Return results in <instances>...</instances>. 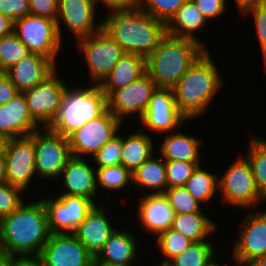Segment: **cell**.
<instances>
[{"label": "cell", "instance_id": "obj_1", "mask_svg": "<svg viewBox=\"0 0 266 266\" xmlns=\"http://www.w3.org/2000/svg\"><path fill=\"white\" fill-rule=\"evenodd\" d=\"M47 213L41 199L26 200L0 219V243L8 257L40 255L51 236Z\"/></svg>", "mask_w": 266, "mask_h": 266}, {"label": "cell", "instance_id": "obj_2", "mask_svg": "<svg viewBox=\"0 0 266 266\" xmlns=\"http://www.w3.org/2000/svg\"><path fill=\"white\" fill-rule=\"evenodd\" d=\"M211 56L206 49L172 88L178 110L189 121L209 112L211 100L226 83Z\"/></svg>", "mask_w": 266, "mask_h": 266}, {"label": "cell", "instance_id": "obj_3", "mask_svg": "<svg viewBox=\"0 0 266 266\" xmlns=\"http://www.w3.org/2000/svg\"><path fill=\"white\" fill-rule=\"evenodd\" d=\"M101 21L102 29L125 53L138 54L145 59L166 35L165 23L141 8L108 12Z\"/></svg>", "mask_w": 266, "mask_h": 266}, {"label": "cell", "instance_id": "obj_4", "mask_svg": "<svg viewBox=\"0 0 266 266\" xmlns=\"http://www.w3.org/2000/svg\"><path fill=\"white\" fill-rule=\"evenodd\" d=\"M206 49L193 39L166 34L145 59L146 73L158 88H173Z\"/></svg>", "mask_w": 266, "mask_h": 266}, {"label": "cell", "instance_id": "obj_5", "mask_svg": "<svg viewBox=\"0 0 266 266\" xmlns=\"http://www.w3.org/2000/svg\"><path fill=\"white\" fill-rule=\"evenodd\" d=\"M74 87L65 91L58 115L49 126L65 137L107 110V97L99 85Z\"/></svg>", "mask_w": 266, "mask_h": 266}, {"label": "cell", "instance_id": "obj_6", "mask_svg": "<svg viewBox=\"0 0 266 266\" xmlns=\"http://www.w3.org/2000/svg\"><path fill=\"white\" fill-rule=\"evenodd\" d=\"M231 162L225 173L218 175V193L222 204L238 209H257L266 198L259 192L248 159L242 154Z\"/></svg>", "mask_w": 266, "mask_h": 266}, {"label": "cell", "instance_id": "obj_7", "mask_svg": "<svg viewBox=\"0 0 266 266\" xmlns=\"http://www.w3.org/2000/svg\"><path fill=\"white\" fill-rule=\"evenodd\" d=\"M76 42L78 51L85 58L91 80L89 85H100L125 54L124 49L103 29Z\"/></svg>", "mask_w": 266, "mask_h": 266}, {"label": "cell", "instance_id": "obj_8", "mask_svg": "<svg viewBox=\"0 0 266 266\" xmlns=\"http://www.w3.org/2000/svg\"><path fill=\"white\" fill-rule=\"evenodd\" d=\"M33 140L36 179H48L55 184L67 161L72 157L68 137L52 131L49 127H42L33 132Z\"/></svg>", "mask_w": 266, "mask_h": 266}, {"label": "cell", "instance_id": "obj_9", "mask_svg": "<svg viewBox=\"0 0 266 266\" xmlns=\"http://www.w3.org/2000/svg\"><path fill=\"white\" fill-rule=\"evenodd\" d=\"M12 31L31 53L41 54L57 64L63 39L55 20L29 14L13 21Z\"/></svg>", "mask_w": 266, "mask_h": 266}, {"label": "cell", "instance_id": "obj_10", "mask_svg": "<svg viewBox=\"0 0 266 266\" xmlns=\"http://www.w3.org/2000/svg\"><path fill=\"white\" fill-rule=\"evenodd\" d=\"M58 194L41 197L50 231L52 234H73L96 203L83 196Z\"/></svg>", "mask_w": 266, "mask_h": 266}, {"label": "cell", "instance_id": "obj_11", "mask_svg": "<svg viewBox=\"0 0 266 266\" xmlns=\"http://www.w3.org/2000/svg\"><path fill=\"white\" fill-rule=\"evenodd\" d=\"M56 69L40 84L22 92L25 96L29 113L42 127H49L58 115L65 91L69 87Z\"/></svg>", "mask_w": 266, "mask_h": 266}, {"label": "cell", "instance_id": "obj_12", "mask_svg": "<svg viewBox=\"0 0 266 266\" xmlns=\"http://www.w3.org/2000/svg\"><path fill=\"white\" fill-rule=\"evenodd\" d=\"M2 151L7 182L25 193L36 177L33 132L28 136L5 140Z\"/></svg>", "mask_w": 266, "mask_h": 266}, {"label": "cell", "instance_id": "obj_13", "mask_svg": "<svg viewBox=\"0 0 266 266\" xmlns=\"http://www.w3.org/2000/svg\"><path fill=\"white\" fill-rule=\"evenodd\" d=\"M124 124L108 109L98 118L87 122L68 136L72 156H91L113 138ZM122 127V128H121Z\"/></svg>", "mask_w": 266, "mask_h": 266}, {"label": "cell", "instance_id": "obj_14", "mask_svg": "<svg viewBox=\"0 0 266 266\" xmlns=\"http://www.w3.org/2000/svg\"><path fill=\"white\" fill-rule=\"evenodd\" d=\"M157 89L153 79L145 73L132 83L112 92L107 97V109L123 124L127 117L134 115L140 121Z\"/></svg>", "mask_w": 266, "mask_h": 266}, {"label": "cell", "instance_id": "obj_15", "mask_svg": "<svg viewBox=\"0 0 266 266\" xmlns=\"http://www.w3.org/2000/svg\"><path fill=\"white\" fill-rule=\"evenodd\" d=\"M247 212L240 222L234 242L233 261L236 266H248L255 259L266 255V209Z\"/></svg>", "mask_w": 266, "mask_h": 266}, {"label": "cell", "instance_id": "obj_16", "mask_svg": "<svg viewBox=\"0 0 266 266\" xmlns=\"http://www.w3.org/2000/svg\"><path fill=\"white\" fill-rule=\"evenodd\" d=\"M187 121L176 106L172 88H158L152 94L140 126L150 135H163L181 129Z\"/></svg>", "mask_w": 266, "mask_h": 266}, {"label": "cell", "instance_id": "obj_17", "mask_svg": "<svg viewBox=\"0 0 266 266\" xmlns=\"http://www.w3.org/2000/svg\"><path fill=\"white\" fill-rule=\"evenodd\" d=\"M97 10L94 0H58L56 22L61 39L63 26L68 28L75 41L101 30L102 21H96Z\"/></svg>", "mask_w": 266, "mask_h": 266}, {"label": "cell", "instance_id": "obj_18", "mask_svg": "<svg viewBox=\"0 0 266 266\" xmlns=\"http://www.w3.org/2000/svg\"><path fill=\"white\" fill-rule=\"evenodd\" d=\"M46 266H94V256L74 234H51L39 255Z\"/></svg>", "mask_w": 266, "mask_h": 266}, {"label": "cell", "instance_id": "obj_19", "mask_svg": "<svg viewBox=\"0 0 266 266\" xmlns=\"http://www.w3.org/2000/svg\"><path fill=\"white\" fill-rule=\"evenodd\" d=\"M90 161L89 158L74 156L67 161L58 180H56L57 183L61 181L64 189L59 195L83 196L92 199L97 204V196L99 194L97 189L96 167L94 165L92 166L93 162L91 163Z\"/></svg>", "mask_w": 266, "mask_h": 266}, {"label": "cell", "instance_id": "obj_20", "mask_svg": "<svg viewBox=\"0 0 266 266\" xmlns=\"http://www.w3.org/2000/svg\"><path fill=\"white\" fill-rule=\"evenodd\" d=\"M107 210V206L103 203L101 205L98 201V205L95 204L73 233L94 257L117 228L111 223L112 220L107 213L110 211Z\"/></svg>", "mask_w": 266, "mask_h": 266}, {"label": "cell", "instance_id": "obj_21", "mask_svg": "<svg viewBox=\"0 0 266 266\" xmlns=\"http://www.w3.org/2000/svg\"><path fill=\"white\" fill-rule=\"evenodd\" d=\"M42 128L30 115L23 93L0 105V136L3 140L28 136Z\"/></svg>", "mask_w": 266, "mask_h": 266}, {"label": "cell", "instance_id": "obj_22", "mask_svg": "<svg viewBox=\"0 0 266 266\" xmlns=\"http://www.w3.org/2000/svg\"><path fill=\"white\" fill-rule=\"evenodd\" d=\"M137 217L144 230L155 238L172 227L175 212L164 194H144L139 196Z\"/></svg>", "mask_w": 266, "mask_h": 266}, {"label": "cell", "instance_id": "obj_23", "mask_svg": "<svg viewBox=\"0 0 266 266\" xmlns=\"http://www.w3.org/2000/svg\"><path fill=\"white\" fill-rule=\"evenodd\" d=\"M56 69L58 66L49 58L38 53H30L4 73L22 93L40 84Z\"/></svg>", "mask_w": 266, "mask_h": 266}, {"label": "cell", "instance_id": "obj_24", "mask_svg": "<svg viewBox=\"0 0 266 266\" xmlns=\"http://www.w3.org/2000/svg\"><path fill=\"white\" fill-rule=\"evenodd\" d=\"M129 229L117 227L94 257V264H137L140 245L134 231Z\"/></svg>", "mask_w": 266, "mask_h": 266}, {"label": "cell", "instance_id": "obj_25", "mask_svg": "<svg viewBox=\"0 0 266 266\" xmlns=\"http://www.w3.org/2000/svg\"><path fill=\"white\" fill-rule=\"evenodd\" d=\"M168 134V135H167ZM164 139L156 150L164 160H174L182 162H200L202 159L200 148L204 145V140L196 135L186 134L181 130L164 134ZM160 147V148H159Z\"/></svg>", "mask_w": 266, "mask_h": 266}, {"label": "cell", "instance_id": "obj_26", "mask_svg": "<svg viewBox=\"0 0 266 266\" xmlns=\"http://www.w3.org/2000/svg\"><path fill=\"white\" fill-rule=\"evenodd\" d=\"M209 23L192 0H187L165 24L166 34L175 37L189 38L201 43L205 40L196 35ZM198 37V38H197ZM204 41V42H203Z\"/></svg>", "mask_w": 266, "mask_h": 266}, {"label": "cell", "instance_id": "obj_27", "mask_svg": "<svg viewBox=\"0 0 266 266\" xmlns=\"http://www.w3.org/2000/svg\"><path fill=\"white\" fill-rule=\"evenodd\" d=\"M145 73V58L138 54L125 53L99 87L108 97L112 92L132 83Z\"/></svg>", "mask_w": 266, "mask_h": 266}, {"label": "cell", "instance_id": "obj_28", "mask_svg": "<svg viewBox=\"0 0 266 266\" xmlns=\"http://www.w3.org/2000/svg\"><path fill=\"white\" fill-rule=\"evenodd\" d=\"M133 184L136 189H142L143 195L145 189L146 194H163L167 189L165 160L156 152L132 172Z\"/></svg>", "mask_w": 266, "mask_h": 266}, {"label": "cell", "instance_id": "obj_29", "mask_svg": "<svg viewBox=\"0 0 266 266\" xmlns=\"http://www.w3.org/2000/svg\"><path fill=\"white\" fill-rule=\"evenodd\" d=\"M134 131L126 136L122 133L121 164L131 172L157 152L152 138L154 134L151 136L141 128Z\"/></svg>", "mask_w": 266, "mask_h": 266}, {"label": "cell", "instance_id": "obj_30", "mask_svg": "<svg viewBox=\"0 0 266 266\" xmlns=\"http://www.w3.org/2000/svg\"><path fill=\"white\" fill-rule=\"evenodd\" d=\"M204 212L175 214L172 229L191 241H208L216 233L217 225L213 218Z\"/></svg>", "mask_w": 266, "mask_h": 266}, {"label": "cell", "instance_id": "obj_31", "mask_svg": "<svg viewBox=\"0 0 266 266\" xmlns=\"http://www.w3.org/2000/svg\"><path fill=\"white\" fill-rule=\"evenodd\" d=\"M186 190L201 204L207 205L218 195V175L198 165L186 181ZM217 192V195H215Z\"/></svg>", "mask_w": 266, "mask_h": 266}, {"label": "cell", "instance_id": "obj_32", "mask_svg": "<svg viewBox=\"0 0 266 266\" xmlns=\"http://www.w3.org/2000/svg\"><path fill=\"white\" fill-rule=\"evenodd\" d=\"M248 140L249 149L244 156L250 163L259 192L266 198V140L252 134Z\"/></svg>", "mask_w": 266, "mask_h": 266}, {"label": "cell", "instance_id": "obj_33", "mask_svg": "<svg viewBox=\"0 0 266 266\" xmlns=\"http://www.w3.org/2000/svg\"><path fill=\"white\" fill-rule=\"evenodd\" d=\"M212 243L210 240L194 241L165 266H208L216 256V248Z\"/></svg>", "mask_w": 266, "mask_h": 266}, {"label": "cell", "instance_id": "obj_34", "mask_svg": "<svg viewBox=\"0 0 266 266\" xmlns=\"http://www.w3.org/2000/svg\"><path fill=\"white\" fill-rule=\"evenodd\" d=\"M96 179L98 194L101 195L103 189L113 192H120L128 187L130 189V183L132 185V172L125 168L122 164L107 166L102 168H96ZM100 190V191H99Z\"/></svg>", "mask_w": 266, "mask_h": 266}, {"label": "cell", "instance_id": "obj_35", "mask_svg": "<svg viewBox=\"0 0 266 266\" xmlns=\"http://www.w3.org/2000/svg\"><path fill=\"white\" fill-rule=\"evenodd\" d=\"M189 238L185 237L171 227L160 233L155 239L157 250L163 255L158 266H165L171 259L181 254L192 243Z\"/></svg>", "mask_w": 266, "mask_h": 266}, {"label": "cell", "instance_id": "obj_36", "mask_svg": "<svg viewBox=\"0 0 266 266\" xmlns=\"http://www.w3.org/2000/svg\"><path fill=\"white\" fill-rule=\"evenodd\" d=\"M31 52L11 31L0 37V72H5Z\"/></svg>", "mask_w": 266, "mask_h": 266}, {"label": "cell", "instance_id": "obj_37", "mask_svg": "<svg viewBox=\"0 0 266 266\" xmlns=\"http://www.w3.org/2000/svg\"><path fill=\"white\" fill-rule=\"evenodd\" d=\"M175 214L205 212L202 204L184 186L167 188L163 193Z\"/></svg>", "mask_w": 266, "mask_h": 266}, {"label": "cell", "instance_id": "obj_38", "mask_svg": "<svg viewBox=\"0 0 266 266\" xmlns=\"http://www.w3.org/2000/svg\"><path fill=\"white\" fill-rule=\"evenodd\" d=\"M123 131L111 138L101 149H99L91 160L96 168L114 166L121 164L122 135Z\"/></svg>", "mask_w": 266, "mask_h": 266}, {"label": "cell", "instance_id": "obj_39", "mask_svg": "<svg viewBox=\"0 0 266 266\" xmlns=\"http://www.w3.org/2000/svg\"><path fill=\"white\" fill-rule=\"evenodd\" d=\"M186 1L187 0H141L139 8L166 24Z\"/></svg>", "mask_w": 266, "mask_h": 266}, {"label": "cell", "instance_id": "obj_40", "mask_svg": "<svg viewBox=\"0 0 266 266\" xmlns=\"http://www.w3.org/2000/svg\"><path fill=\"white\" fill-rule=\"evenodd\" d=\"M200 162L165 160L167 188L185 186Z\"/></svg>", "mask_w": 266, "mask_h": 266}, {"label": "cell", "instance_id": "obj_41", "mask_svg": "<svg viewBox=\"0 0 266 266\" xmlns=\"http://www.w3.org/2000/svg\"><path fill=\"white\" fill-rule=\"evenodd\" d=\"M24 194L8 182L0 183V219L14 212L25 201Z\"/></svg>", "mask_w": 266, "mask_h": 266}, {"label": "cell", "instance_id": "obj_42", "mask_svg": "<svg viewBox=\"0 0 266 266\" xmlns=\"http://www.w3.org/2000/svg\"><path fill=\"white\" fill-rule=\"evenodd\" d=\"M243 17L253 16L255 31L260 43V49L264 58L266 67V2L251 6L244 10L241 14Z\"/></svg>", "mask_w": 266, "mask_h": 266}, {"label": "cell", "instance_id": "obj_43", "mask_svg": "<svg viewBox=\"0 0 266 266\" xmlns=\"http://www.w3.org/2000/svg\"><path fill=\"white\" fill-rule=\"evenodd\" d=\"M0 14L12 22L30 14L29 0H0Z\"/></svg>", "mask_w": 266, "mask_h": 266}, {"label": "cell", "instance_id": "obj_44", "mask_svg": "<svg viewBox=\"0 0 266 266\" xmlns=\"http://www.w3.org/2000/svg\"><path fill=\"white\" fill-rule=\"evenodd\" d=\"M199 11L204 15L206 20L219 18L220 15L226 14L227 0H192Z\"/></svg>", "mask_w": 266, "mask_h": 266}, {"label": "cell", "instance_id": "obj_45", "mask_svg": "<svg viewBox=\"0 0 266 266\" xmlns=\"http://www.w3.org/2000/svg\"><path fill=\"white\" fill-rule=\"evenodd\" d=\"M30 15L57 20L58 0H29Z\"/></svg>", "mask_w": 266, "mask_h": 266}, {"label": "cell", "instance_id": "obj_46", "mask_svg": "<svg viewBox=\"0 0 266 266\" xmlns=\"http://www.w3.org/2000/svg\"><path fill=\"white\" fill-rule=\"evenodd\" d=\"M94 2L97 8L100 3L106 7V12L134 10L138 9L141 4V0H94Z\"/></svg>", "mask_w": 266, "mask_h": 266}, {"label": "cell", "instance_id": "obj_47", "mask_svg": "<svg viewBox=\"0 0 266 266\" xmlns=\"http://www.w3.org/2000/svg\"><path fill=\"white\" fill-rule=\"evenodd\" d=\"M19 93L9 77L4 72H0V105L8 103Z\"/></svg>", "mask_w": 266, "mask_h": 266}, {"label": "cell", "instance_id": "obj_48", "mask_svg": "<svg viewBox=\"0 0 266 266\" xmlns=\"http://www.w3.org/2000/svg\"><path fill=\"white\" fill-rule=\"evenodd\" d=\"M12 266H46L43 259L37 256H21L12 258Z\"/></svg>", "mask_w": 266, "mask_h": 266}, {"label": "cell", "instance_id": "obj_49", "mask_svg": "<svg viewBox=\"0 0 266 266\" xmlns=\"http://www.w3.org/2000/svg\"><path fill=\"white\" fill-rule=\"evenodd\" d=\"M13 29V22L6 16L0 14V37L9 34Z\"/></svg>", "mask_w": 266, "mask_h": 266}, {"label": "cell", "instance_id": "obj_50", "mask_svg": "<svg viewBox=\"0 0 266 266\" xmlns=\"http://www.w3.org/2000/svg\"><path fill=\"white\" fill-rule=\"evenodd\" d=\"M238 6L240 14L247 8L266 2V0H234Z\"/></svg>", "mask_w": 266, "mask_h": 266}, {"label": "cell", "instance_id": "obj_51", "mask_svg": "<svg viewBox=\"0 0 266 266\" xmlns=\"http://www.w3.org/2000/svg\"><path fill=\"white\" fill-rule=\"evenodd\" d=\"M5 182H7L6 164H5L4 154L1 149L0 150V183H5Z\"/></svg>", "mask_w": 266, "mask_h": 266}, {"label": "cell", "instance_id": "obj_52", "mask_svg": "<svg viewBox=\"0 0 266 266\" xmlns=\"http://www.w3.org/2000/svg\"><path fill=\"white\" fill-rule=\"evenodd\" d=\"M248 266H266V255L255 259Z\"/></svg>", "mask_w": 266, "mask_h": 266}, {"label": "cell", "instance_id": "obj_53", "mask_svg": "<svg viewBox=\"0 0 266 266\" xmlns=\"http://www.w3.org/2000/svg\"><path fill=\"white\" fill-rule=\"evenodd\" d=\"M0 266H12V258L6 255L0 257Z\"/></svg>", "mask_w": 266, "mask_h": 266}, {"label": "cell", "instance_id": "obj_54", "mask_svg": "<svg viewBox=\"0 0 266 266\" xmlns=\"http://www.w3.org/2000/svg\"><path fill=\"white\" fill-rule=\"evenodd\" d=\"M94 266H137L136 264H122V265H116V264H94Z\"/></svg>", "mask_w": 266, "mask_h": 266}, {"label": "cell", "instance_id": "obj_55", "mask_svg": "<svg viewBox=\"0 0 266 266\" xmlns=\"http://www.w3.org/2000/svg\"><path fill=\"white\" fill-rule=\"evenodd\" d=\"M217 258H215L208 266H222L221 263H218ZM228 264H224V266H227Z\"/></svg>", "mask_w": 266, "mask_h": 266}, {"label": "cell", "instance_id": "obj_56", "mask_svg": "<svg viewBox=\"0 0 266 266\" xmlns=\"http://www.w3.org/2000/svg\"><path fill=\"white\" fill-rule=\"evenodd\" d=\"M3 144H4V140H3V138L0 136V150H1L2 147H3Z\"/></svg>", "mask_w": 266, "mask_h": 266}, {"label": "cell", "instance_id": "obj_57", "mask_svg": "<svg viewBox=\"0 0 266 266\" xmlns=\"http://www.w3.org/2000/svg\"><path fill=\"white\" fill-rule=\"evenodd\" d=\"M4 254H3V251H2V248H1V243H0V257H2Z\"/></svg>", "mask_w": 266, "mask_h": 266}]
</instances>
